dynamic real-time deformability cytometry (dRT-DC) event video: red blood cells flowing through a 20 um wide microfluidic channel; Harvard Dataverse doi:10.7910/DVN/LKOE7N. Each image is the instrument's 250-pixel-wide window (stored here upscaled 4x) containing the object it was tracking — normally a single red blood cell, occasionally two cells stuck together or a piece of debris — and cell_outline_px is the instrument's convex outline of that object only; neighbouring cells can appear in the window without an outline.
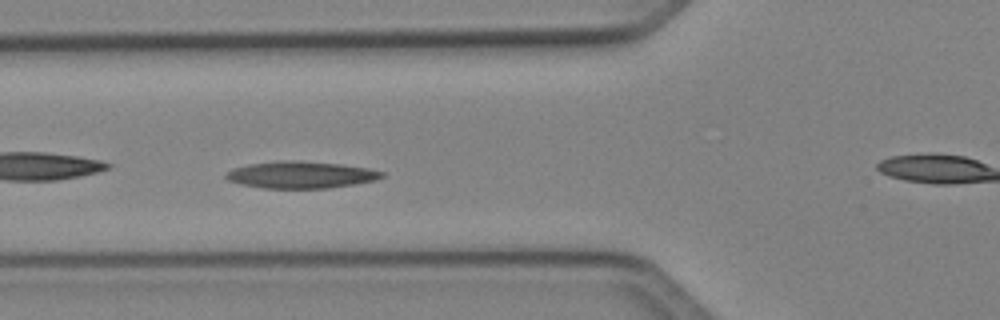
{"species": "Egyptian fruit bat (a non-hibernating species)", "species_latin": "Rousettus aegyptiacus", "temperature_condition": "cold", "stored_images_in_passage": 35, "camera_frame_rate_fps": 3000, "um_per_image_px": 0.085, "animal": {"sex": "female"}, "frame": {"image": 1, "passage_image": 6, "time_ms": 1.667, "image_size_px": [1000, 320], "cell_outline_px": [[384, 176], [376, 180], [356, 184], [328, 188], [264, 188], [240, 184], [228, 180], [224, 176], [232, 168], [248, 164], [276, 160], [296, 160], [340, 164], [368, 168], [384, 172]], "centroid_in_image_um": [25.56, 14.85], "position_along_channel_um": 100.2, "area_um2": 24.57}}
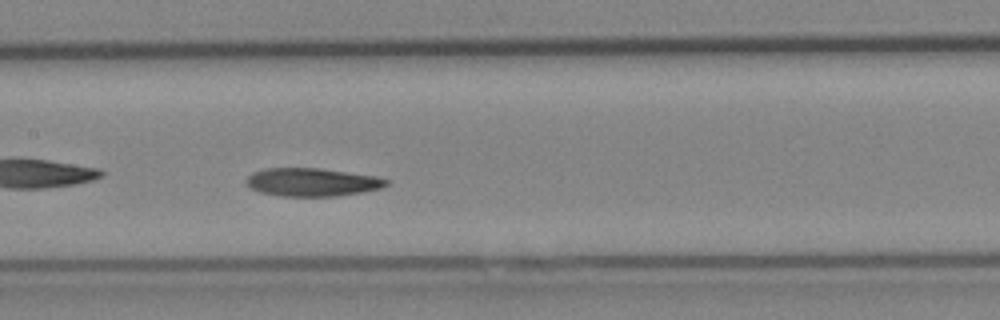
{"frame": {"image": 2, "passage_image": 12, "time_ms": 3.667, "image_size_px": [1000, 320], "cell_outline_px": [[388, 184], [380, 188], [360, 192], [336, 196], [280, 196], [260, 192], [252, 188], [244, 180], [252, 172], [264, 168], [320, 168], [376, 176], [388, 180]], "centroid_in_image_um": [26.49, 15.47], "position_along_channel_um": 180.9, "area_um2": 22.89}}
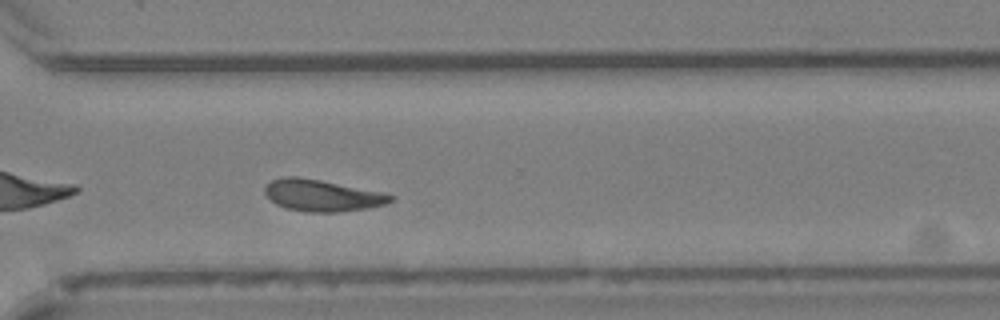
{"frame": {"image": 3, "passage_image": 24, "time_ms": 7.667, "image_size_px": [1000, 320], "cell_outline_px": [[396, 196], [392, 200], [384, 204], [368, 208], [336, 212], [308, 212], [288, 208], [276, 204], [264, 192], [264, 188], [272, 180], [284, 176], [296, 176], [320, 180], [384, 192]], "centroid_in_image_um": [27.4, 16.6], "position_along_channel_um": 343.2, "area_um2": 23.0}, "authors_computed_cell_mechanics": {"area_um2": 22.542, "velocity_mm_per_s": 4.0423, "shape_relaxation_time_tau1_ms": 9.4209, "shape_relaxation_time_tau2_ms": 10.1876, "deformation_change_tau1": 0.1908, "deformation_change_tau2": 0.1475}}